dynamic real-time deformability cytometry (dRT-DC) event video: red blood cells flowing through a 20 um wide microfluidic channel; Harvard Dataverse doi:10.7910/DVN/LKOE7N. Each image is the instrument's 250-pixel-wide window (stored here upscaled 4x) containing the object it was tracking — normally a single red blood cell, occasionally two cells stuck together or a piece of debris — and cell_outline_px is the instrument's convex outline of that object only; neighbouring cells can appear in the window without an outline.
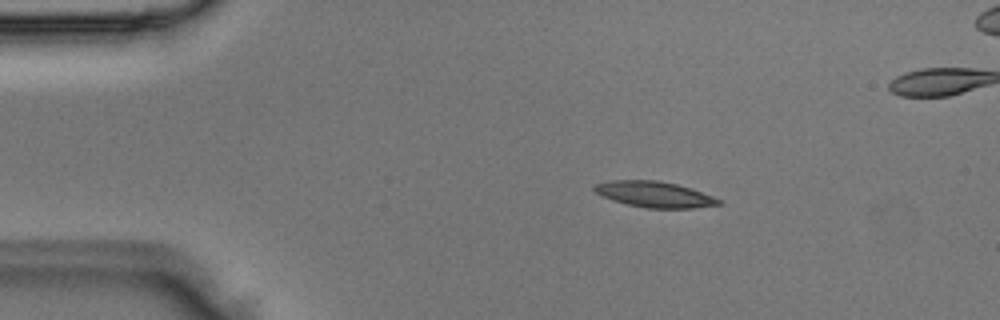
{"species": "Egyptian fruit bat (a non-hibernating species)", "species_latin": "Rousettus aegyptiacus", "temperature_condition": "room temperature", "stored_images_in_passage": 4, "camera_frame_rate_fps": 3000, "um_per_image_px": 0.085, "animal": {"sex": "male"}, "frame": {"image": 1, "passage_image": 2, "time_ms": 0.333, "image_size_px": [1000, 320], "cell_outline_px": [[724, 204], [692, 208], [644, 208], [612, 200], [596, 192], [592, 188], [596, 184], [612, 180], [656, 180], [676, 184], [724, 200]], "centroid_in_image_um": [55.66, 16.53], "position_along_channel_um": 29.3, "area_um2": 18.55}}